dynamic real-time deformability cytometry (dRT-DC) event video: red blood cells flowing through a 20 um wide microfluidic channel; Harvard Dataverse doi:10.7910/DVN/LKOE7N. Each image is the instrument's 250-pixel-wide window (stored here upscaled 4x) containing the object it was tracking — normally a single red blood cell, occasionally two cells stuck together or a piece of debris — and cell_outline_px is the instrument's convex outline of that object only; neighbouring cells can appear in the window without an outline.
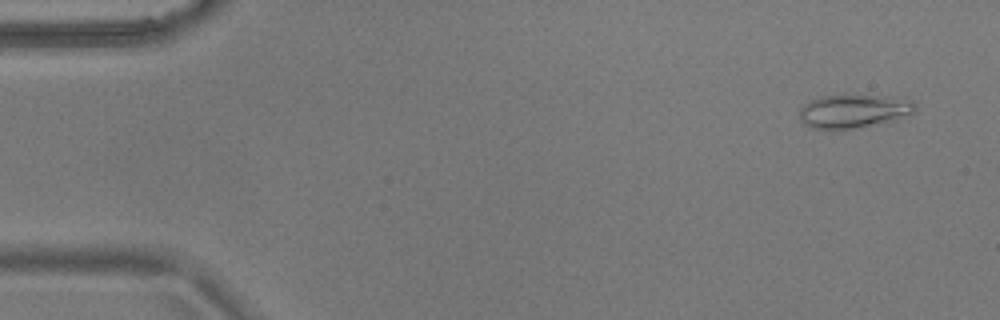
{"species": "common noctule bat (a hibernating species)", "species_latin": "Nyctalus noctula", "temperature_condition": "warm", "stored_images_in_passage": 14, "camera_frame_rate_fps": 3000, "um_per_image_px": 0.085, "animal": {"sex": "male", "body_mass_g": 17.9}, "frame": {"image": 1, "passage_image": 3, "time_ms": 0.667, "image_size_px": [1000, 320], "cell_outline_px": [[916, 108], [912, 112], [896, 120], [832, 132], [808, 128], [800, 120], [800, 108], [804, 104], [820, 96], [884, 96], [912, 100], [916, 104]], "centroid_in_image_um": [72.49, 9.49], "position_along_channel_um": 12.5, "area_um2": 22.77}}